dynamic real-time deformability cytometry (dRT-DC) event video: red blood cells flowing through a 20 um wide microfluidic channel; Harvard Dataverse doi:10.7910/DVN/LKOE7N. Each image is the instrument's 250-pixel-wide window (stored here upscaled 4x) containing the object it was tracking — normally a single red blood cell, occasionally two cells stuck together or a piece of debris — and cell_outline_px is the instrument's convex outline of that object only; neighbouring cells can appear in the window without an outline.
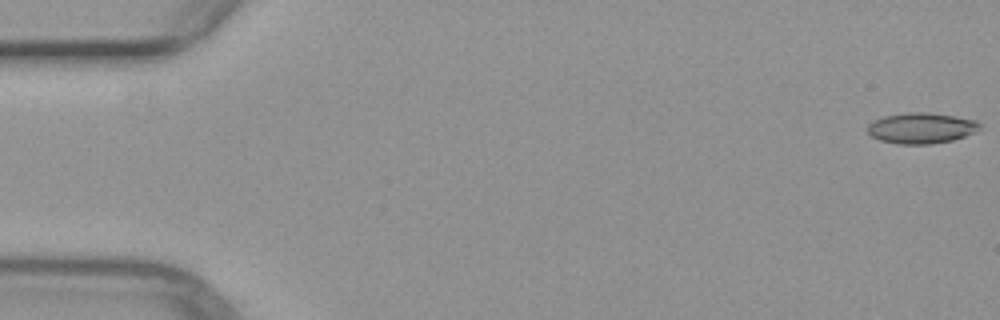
{"species": "common noctule bat (a hibernating species)", "species_latin": "Nyctalus noctula", "temperature_condition": "warm", "stored_images_in_passage": 8, "camera_frame_rate_fps": 3000, "um_per_image_px": 0.085, "animal": {"sex": "female", "body_mass_g": 29.2, "forearm_length_mm": 56.3}, "frame": {"image": 1, "passage_image": 1, "time_ms": 0.0, "image_size_px": [1000, 320], "cell_outline_px": [[980, 124], [976, 132], [952, 140], [932, 144], [896, 144], [880, 140], [872, 136], [868, 132], [868, 124], [872, 120], [884, 116], [908, 112], [928, 112], [956, 116], [976, 120]], "centroid_in_image_um": [78.29, 10.88], "position_along_channel_um": 6.7, "area_um2": 20.17}}